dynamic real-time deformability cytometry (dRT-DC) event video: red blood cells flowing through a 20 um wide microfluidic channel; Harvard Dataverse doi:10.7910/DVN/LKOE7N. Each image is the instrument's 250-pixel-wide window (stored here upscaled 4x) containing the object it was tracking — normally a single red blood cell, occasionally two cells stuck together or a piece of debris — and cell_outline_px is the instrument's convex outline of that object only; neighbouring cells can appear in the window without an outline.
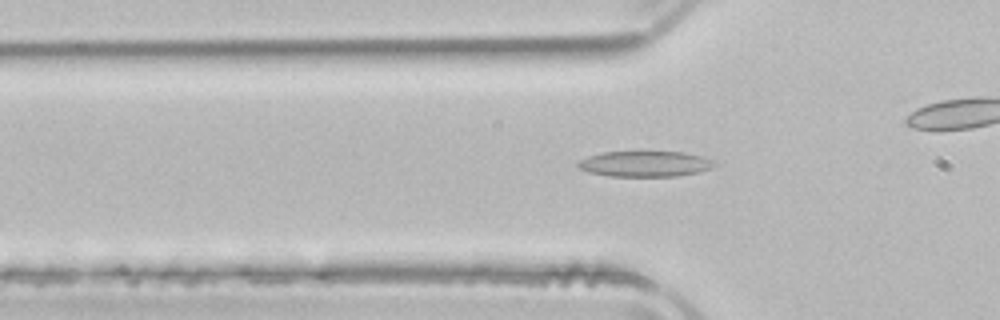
{"species": "common noctule bat (a hibernating species)", "species_latin": "Nyctalus noctula", "temperature_condition": "room temperature", "stored_images_in_passage": 45, "camera_frame_rate_fps": 3000, "um_per_image_px": 0.085, "animal": {"sex": "male", "body_mass_g": 21.5, "forearm_length_mm": 52.0}, "frame": {"image": 1, "passage_image": 9, "time_ms": 2.667, "image_size_px": [1000, 320], "cell_outline_px": [[716, 164], [712, 168], [700, 172], [676, 176], [608, 176], [588, 172], [580, 168], [576, 164], [580, 160], [588, 156], [604, 152], [684, 152], [700, 156], [712, 160]], "centroid_in_image_um": [54.83, 13.93], "position_along_channel_um": 71.0, "area_um2": 20.29}}
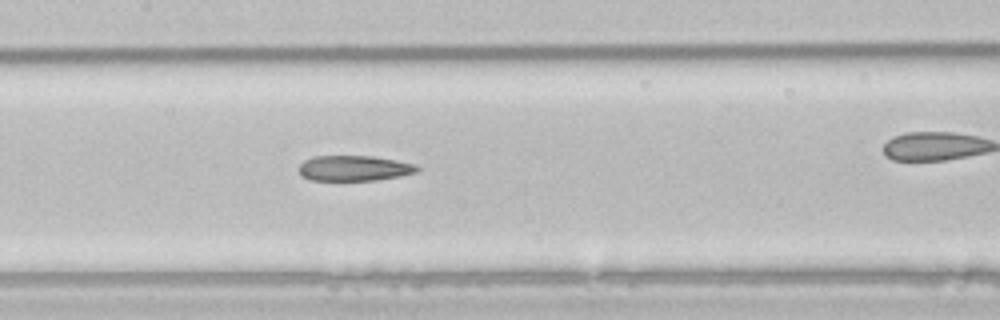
{"frame": {"image": 2, "passage_image": 17, "time_ms": 5.333, "image_size_px": [1000, 320], "cell_outline_px": [[420, 168], [416, 172], [400, 176], [376, 180], [312, 180], [300, 176], [300, 164], [304, 160], [312, 156], [372, 156], [396, 160], [416, 164]], "centroid_in_image_um": [30.1, 14.29], "position_along_channel_um": 177.3, "area_um2": 17.51}}
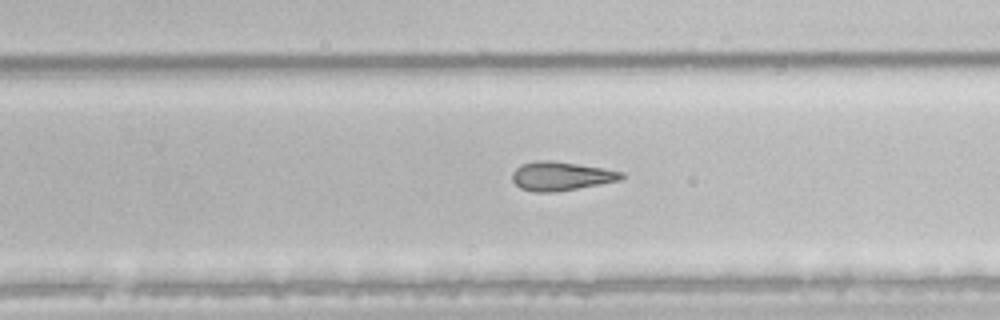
{"frame": {"image": 3, "passage_image": 25, "time_ms": 8.0, "image_size_px": [1000, 320], "cell_outline_px": [[624, 176], [620, 180], [556, 192], [532, 192], [520, 188], [512, 180], [512, 172], [520, 164], [536, 160], [552, 160], [604, 168], [624, 172]], "centroid_in_image_um": [47.65, 14.96], "position_along_channel_um": 282.1, "area_um2": 18.44}, "authors_computed_cell_mechanics": {"area_um2": 19.7676, "velocity_mm_per_s": 3.9523, "shape_relaxation_time_tau1_ms": 9.8733, "shape_relaxation_time_tau2_ms": 4.9467, "deformation_change_tau1": 0.2062, "deformation_change_tau2": 0.1682}}